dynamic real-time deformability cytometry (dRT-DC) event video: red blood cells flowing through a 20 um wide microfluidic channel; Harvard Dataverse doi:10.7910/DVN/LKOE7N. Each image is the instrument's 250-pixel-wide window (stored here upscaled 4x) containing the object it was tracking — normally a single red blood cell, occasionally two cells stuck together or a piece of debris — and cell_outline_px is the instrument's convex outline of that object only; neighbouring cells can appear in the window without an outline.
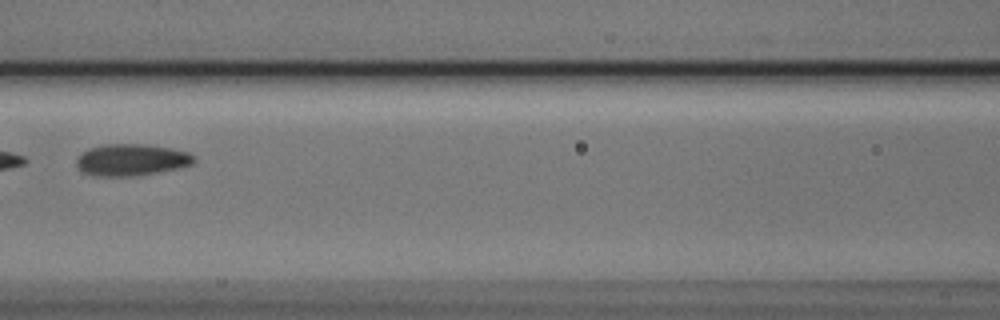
{"species": "Egyptian fruit bat (a non-hibernating species)", "species_latin": "Rousettus aegyptiacus", "temperature_condition": "cold", "stored_images_in_passage": 9, "segment_of_instrument_passage": [1, 2], "camera_frame_rate_fps": 3000, "um_per_image_px": 0.085, "animal": {"sex": "male"}, "frame": {"image": 1, "passage_image": 7, "time_ms": 2.0, "image_size_px": [1000, 320], "cell_outline_px": [[196, 160], [192, 164], [180, 168], [136, 176], [92, 176], [80, 172], [76, 164], [76, 160], [88, 148], [104, 144], [148, 144], [172, 148], [188, 152], [196, 156]], "centroid_in_image_um": [11.18, 13.59], "position_along_channel_um": 155.4, "area_um2": 22.08}}
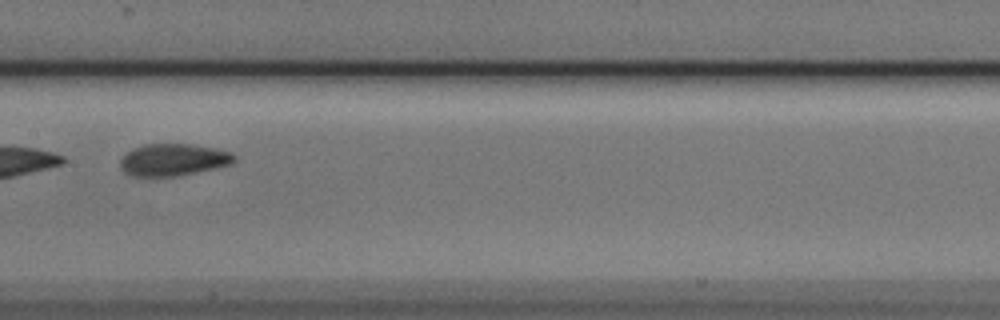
{"frame": {"image": 2, "passage_image": 8, "time_ms": 2.333, "image_size_px": [1000, 320], "cell_outline_px": [[236, 160], [232, 164], [216, 168], [180, 176], [132, 176], [124, 172], [120, 168], [120, 160], [132, 148], [144, 144], [192, 144], [216, 148], [232, 152], [236, 156]], "centroid_in_image_um": [14.76, 13.58], "position_along_channel_um": 192.6, "area_um2": 21.56}}